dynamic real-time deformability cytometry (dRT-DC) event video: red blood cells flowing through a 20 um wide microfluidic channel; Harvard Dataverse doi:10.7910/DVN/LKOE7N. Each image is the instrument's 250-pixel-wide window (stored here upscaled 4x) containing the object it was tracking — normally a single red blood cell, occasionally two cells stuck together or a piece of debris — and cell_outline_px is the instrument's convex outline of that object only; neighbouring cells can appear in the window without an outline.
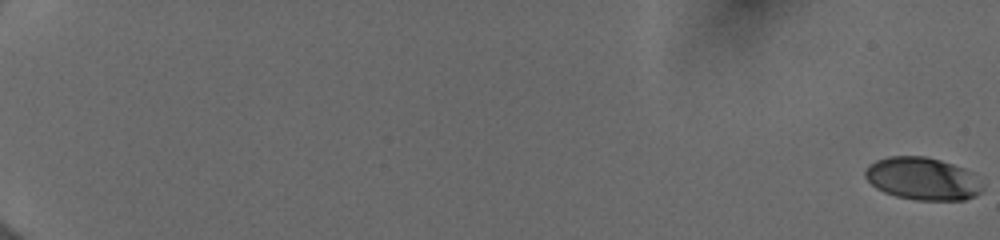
{"species": "human", "species_latin": "Homo sapiens", "temperature_condition": "cold", "stored_images_in_passage": 56, "camera_frame_rate_fps": 3000, "um_per_image_px": 0.085, "donor": {"sex": "female"}, "frame": {"image": 1, "passage_image": 1, "time_ms": 0.0, "image_size_px": [1000, 240], "cell_outline_px": [[984, 188], [976, 196], [964, 200], [916, 200], [896, 196], [884, 192], [876, 188], [864, 176], [864, 168], [868, 164], [876, 160], [888, 156], [924, 156], [940, 160], [964, 168], [984, 184]], "centroid_in_image_um": [78.4, 15.19], "position_along_channel_um": 6.6, "area_um2": 29.25}}
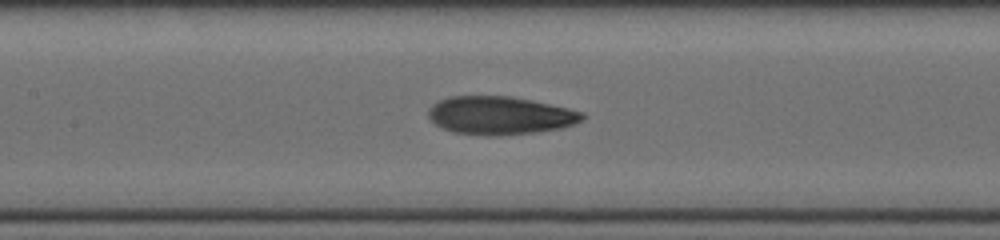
{"frame": {"image": 2, "passage_image": 31, "time_ms": 10.0, "image_size_px": [1000, 240], "cell_outline_px": [[584, 116], [580, 120], [572, 124], [560, 128], [532, 132], [500, 136], [492, 136], [452, 132], [436, 124], [428, 116], [428, 108], [432, 104], [448, 96], [512, 96], [532, 100], [568, 108], [584, 112]], "centroid_in_image_um": [42.46, 9.8], "position_along_channel_um": 164.9, "area_um2": 34.04}}
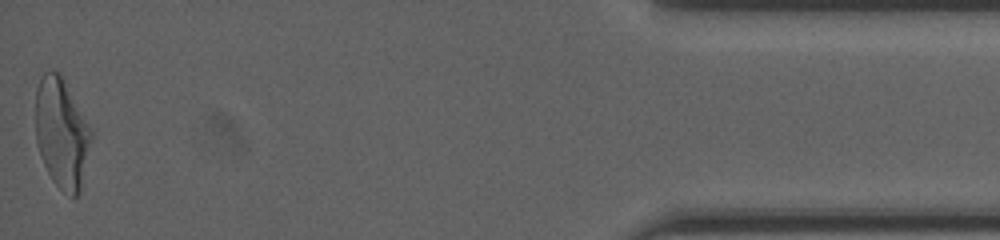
{"frame": {"image": 3, "passage_image": 56, "time_ms": 18.333, "image_size_px": [1000, 240], "cell_outline_px": [[92, 136], [80, 192], [76, 196], [72, 196], [60, 188], [52, 180], [44, 164], [36, 140], [36, 88], [44, 72], [60, 72], [92, 128]], "centroid_in_image_um": [5.26, 11.29], "position_along_channel_um": 429.9, "area_um2": 35.43}, "authors_computed_cell_mechanics": {"area_um2": 33.235, "velocity_mm_per_s": 4.0029, "shape_relaxation_time_tau1_ms": 5.3096, "shape_relaxation_time_tau2_ms": 1.5864, "deformation_change_tau1": 0.2187, "deformation_change_tau2": 0.0895}}